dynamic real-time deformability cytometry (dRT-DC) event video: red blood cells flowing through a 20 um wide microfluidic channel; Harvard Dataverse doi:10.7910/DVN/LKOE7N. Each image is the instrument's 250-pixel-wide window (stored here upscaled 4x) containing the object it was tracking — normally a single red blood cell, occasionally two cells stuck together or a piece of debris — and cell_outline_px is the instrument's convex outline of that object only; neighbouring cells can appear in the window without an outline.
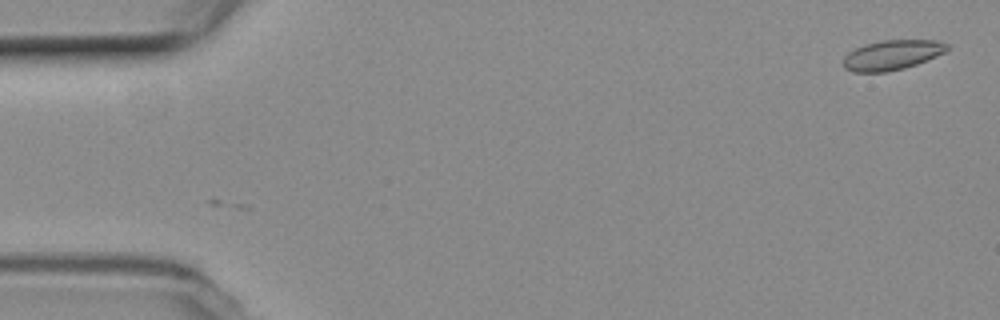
{"species": "common noctule bat (a hibernating species)", "species_latin": "Nyctalus noctula", "temperature_condition": "room temperature", "stored_images_in_passage": 6, "camera_frame_rate_fps": 3000, "um_per_image_px": 0.085, "animal": {"sex": "female", "body_mass_g": 19.3, "forearm_length_mm": 54.1}, "frame": {"image": 1, "passage_image": 6, "time_ms": 1.667, "image_size_px": [1000, 320], "cell_outline_px": [[948, 48], [944, 52], [936, 56], [916, 64], [904, 68], [888, 72], [852, 72], [844, 68], [844, 56], [848, 52], [864, 44], [880, 40], [936, 40], [948, 44]], "centroid_in_image_um": [75.79, 4.67], "position_along_channel_um": 9.2, "area_um2": 18.03}}